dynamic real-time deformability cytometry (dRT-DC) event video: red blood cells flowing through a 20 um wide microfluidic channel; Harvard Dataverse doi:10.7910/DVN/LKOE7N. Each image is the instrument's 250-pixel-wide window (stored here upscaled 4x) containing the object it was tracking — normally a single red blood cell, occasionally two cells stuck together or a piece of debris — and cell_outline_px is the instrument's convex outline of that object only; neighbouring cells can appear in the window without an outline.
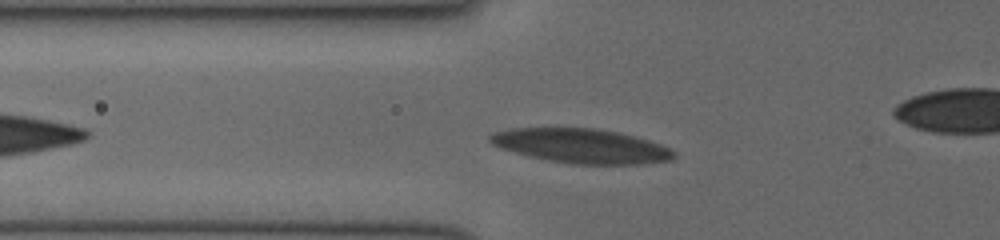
{"species": "human", "species_latin": "Homo sapiens", "temperature_condition": "cold", "stored_images_in_passage": 32, "camera_frame_rate_fps": 3000, "um_per_image_px": 0.085, "donor": {"sex": "female"}, "frame": {"image": 1, "passage_image": 5, "time_ms": 1.333, "image_size_px": [1000, 240], "cell_outline_px": [[676, 156], [672, 160], [640, 164], [576, 164], [548, 160], [528, 156], [500, 148], [492, 144], [488, 140], [488, 136], [492, 132], [512, 128], [552, 124], [596, 128], [620, 132], [636, 136], [660, 144], [676, 152]], "centroid_in_image_um": [49.33, 12.34], "position_along_channel_um": 76.5, "area_um2": 38.21}}
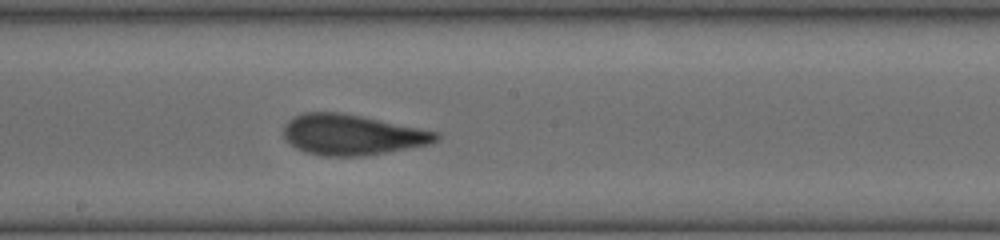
{"frame": {"image": 2, "passage_image": 15, "time_ms": 4.667, "image_size_px": [1000, 240], "cell_outline_px": [[440, 136], [436, 140], [428, 144], [364, 156], [324, 156], [304, 152], [296, 148], [284, 140], [284, 124], [292, 116], [304, 112], [340, 112], [364, 116], [440, 132]], "centroid_in_image_um": [29.88, 11.44], "position_along_channel_um": 218.3, "area_um2": 36.24}}
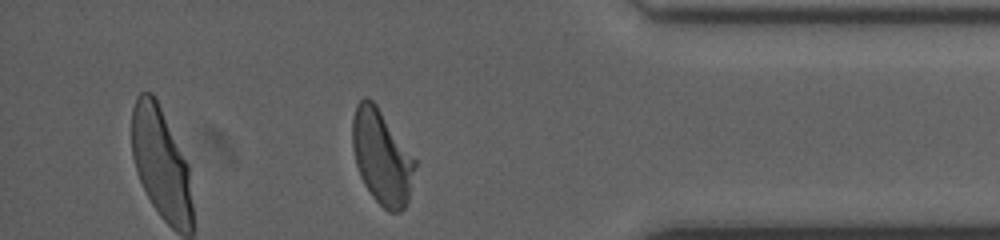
{"frame": {"image": 3, "passage_image": 29, "time_ms": 9.333, "image_size_px": [1000, 240], "cell_outline_px": [[416, 168], [408, 200], [404, 208], [400, 212], [388, 212], [372, 196], [364, 184], [360, 176], [356, 164], [352, 148], [352, 120], [356, 104], [364, 96], [368, 96], [376, 104], [416, 160]], "centroid_in_image_um": [32.44, 13.34], "position_along_channel_um": 402.8, "area_um2": 34.45}}